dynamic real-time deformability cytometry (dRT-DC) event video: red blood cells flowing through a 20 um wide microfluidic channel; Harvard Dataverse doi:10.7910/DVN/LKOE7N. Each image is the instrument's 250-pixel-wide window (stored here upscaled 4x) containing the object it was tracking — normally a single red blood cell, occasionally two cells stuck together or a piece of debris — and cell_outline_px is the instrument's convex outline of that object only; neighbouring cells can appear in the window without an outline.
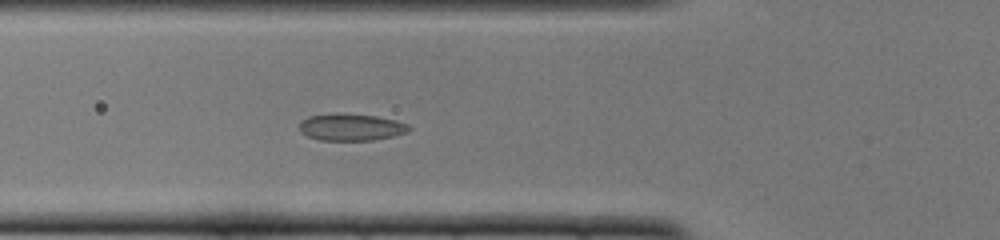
{"species": "common noctule bat (a hibernating species)", "species_latin": "Nyctalus noctula", "temperature_condition": "cold", "stored_images_in_passage": 45, "camera_frame_rate_fps": 3000, "um_per_image_px": 0.085, "animal": {"sex": "female", "body_mass_g": 22.0, "forearm_length_mm": 56.7}, "frame": {"image": 1, "passage_image": 17, "time_ms": 5.333, "image_size_px": [1000, 240], "cell_outline_px": [[412, 128], [408, 132], [392, 136], [372, 140], [320, 140], [308, 136], [300, 128], [300, 124], [308, 116], [376, 116], [408, 124]], "centroid_in_image_um": [29.92, 10.86], "position_along_channel_um": 95.9, "area_um2": 16.07}}
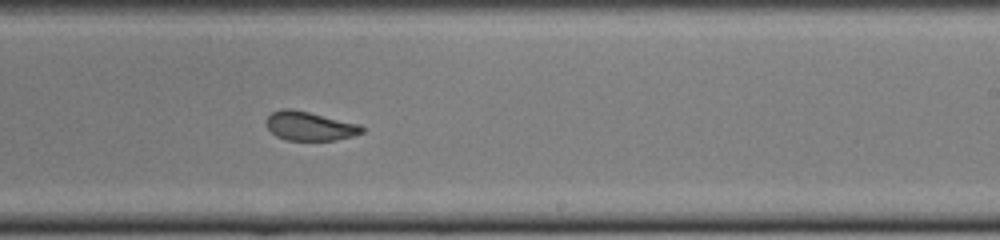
{"frame": {"image": 2, "passage_image": 30, "time_ms": 9.667, "image_size_px": [1000, 240], "cell_outline_px": [[364, 132], [352, 136], [332, 140], [284, 140], [276, 136], [268, 128], [268, 116], [272, 112], [280, 108], [292, 108], [360, 124], [364, 128]], "centroid_in_image_um": [26.33, 10.71], "position_along_channel_um": 262.7, "area_um2": 16.07}}
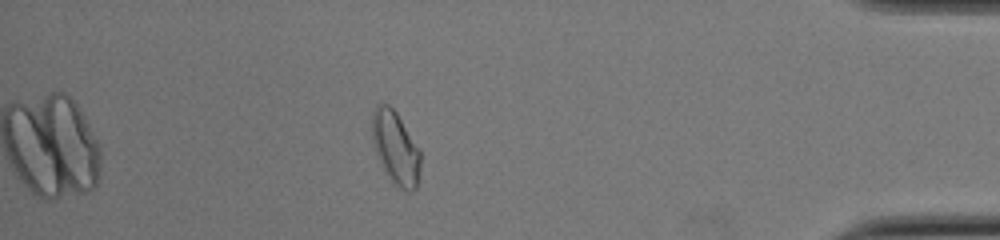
{"frame": {"image": 3, "passage_image": 44, "time_ms": 14.333, "image_size_px": [1000, 240], "cell_outline_px": [[420, 164], [416, 188], [412, 192], [404, 192], [392, 184], [376, 152], [372, 136], [372, 116], [376, 104], [388, 104], [396, 112], [420, 148]], "centroid_in_image_um": [33.64, 12.59], "position_along_channel_um": 401.6, "area_um2": 20.58}}